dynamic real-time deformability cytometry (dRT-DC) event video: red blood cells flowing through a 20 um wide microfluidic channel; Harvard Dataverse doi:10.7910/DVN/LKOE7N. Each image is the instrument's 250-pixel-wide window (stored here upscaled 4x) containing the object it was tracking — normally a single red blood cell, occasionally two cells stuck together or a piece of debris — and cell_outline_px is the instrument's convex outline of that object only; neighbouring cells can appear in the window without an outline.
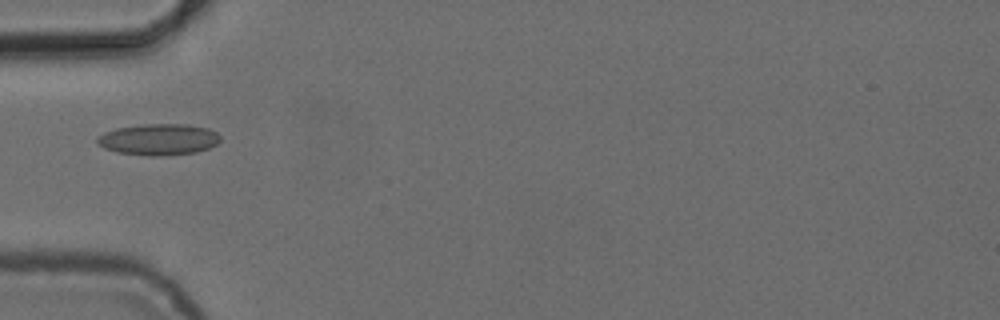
{"species": "common noctule bat (a hibernating species)", "species_latin": "Nyctalus noctula", "temperature_condition": "cold", "stored_images_in_passage": 6, "camera_frame_rate_fps": 3000, "um_per_image_px": 0.085, "animal": {"sex": "female", "body_mass_g": 24.6, "forearm_length_mm": 56.2}, "frame": {"image": 1, "passage_image": 5, "time_ms": 4.667, "image_size_px": [1000, 320], "cell_outline_px": [[220, 140], [216, 144], [208, 148], [196, 152], [160, 156], [148, 156], [116, 152], [104, 148], [96, 140], [104, 132], [116, 128], [144, 124], [188, 124], [208, 128], [216, 132], [220, 136]], "centroid_in_image_um": [13.5, 11.85], "position_along_channel_um": 71.5, "area_um2": 22.43}}
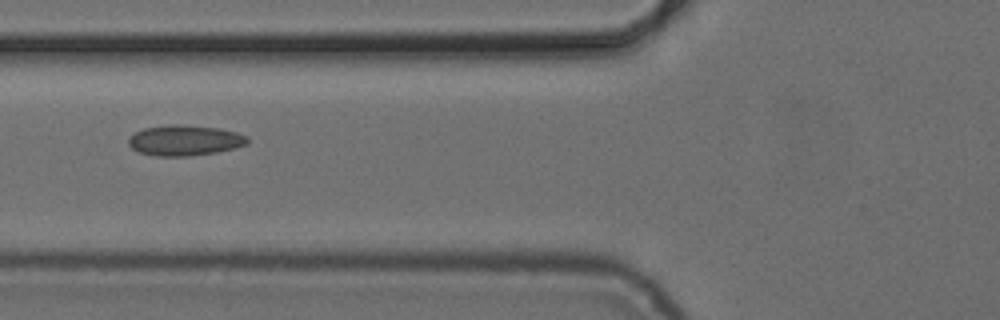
{"frame": {"image": 2, "passage_image": 6, "time_ms": 5.667, "image_size_px": [1000, 320], "cell_outline_px": [[248, 144], [236, 148], [216, 152], [188, 156], [156, 156], [140, 152], [132, 148], [128, 144], [128, 136], [144, 128], [172, 124], [184, 124], [220, 128], [236, 132], [248, 136]], "centroid_in_image_um": [15.72, 11.92], "position_along_channel_um": 110.1, "area_um2": 21.33}}